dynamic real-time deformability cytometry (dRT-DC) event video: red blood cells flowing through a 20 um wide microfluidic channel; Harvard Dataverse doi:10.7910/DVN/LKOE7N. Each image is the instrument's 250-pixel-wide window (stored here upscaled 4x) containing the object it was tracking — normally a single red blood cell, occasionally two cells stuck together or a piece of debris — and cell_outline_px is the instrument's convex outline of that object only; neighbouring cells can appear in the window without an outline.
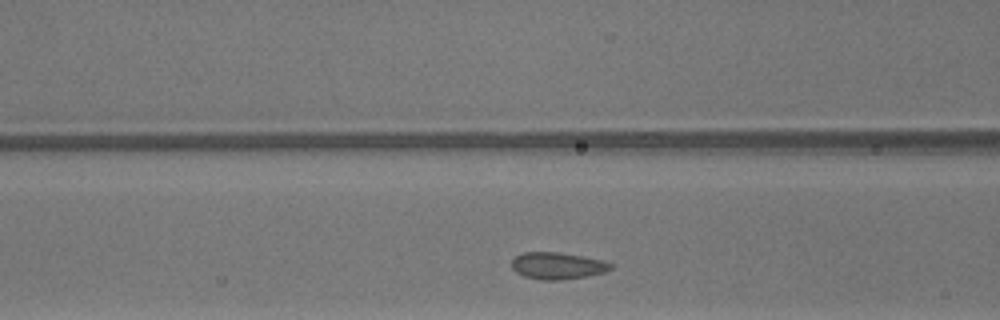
{"species": "common noctule bat (a hibernating species)", "species_latin": "Nyctalus noctula", "temperature_condition": "warm", "stored_images_in_passage": 23, "camera_frame_rate_fps": 3000, "um_per_image_px": 0.085, "animal": {"sex": "male", "body_mass_g": 13.3}, "frame": {"image": 1, "passage_image": 6, "time_ms": 1.667, "image_size_px": [1000, 320], "cell_outline_px": [[612, 268], [604, 272], [588, 276], [560, 280], [540, 280], [524, 276], [516, 272], [512, 268], [512, 260], [516, 256], [524, 252], [560, 252], [584, 256], [600, 260], [612, 264]], "centroid_in_image_um": [47.37, 22.59], "position_along_channel_um": 119.2, "area_um2": 15.49}}
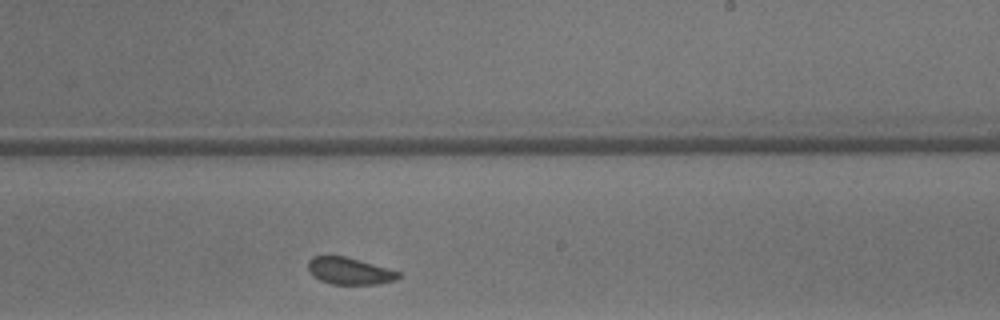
{"frame": {"image": 2, "passage_image": 16, "time_ms": 5.0, "image_size_px": [1000, 320], "cell_outline_px": [[400, 276], [396, 280], [380, 284], [332, 284], [320, 280], [312, 276], [308, 268], [308, 260], [312, 256], [344, 256], [388, 268], [400, 272]], "centroid_in_image_um": [29.7, 23.04], "position_along_channel_um": 259.3, "area_um2": 14.16}}
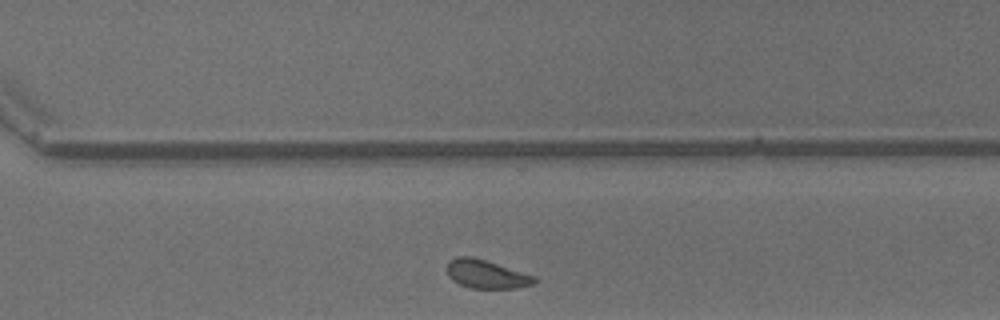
{"frame": {"image": 3, "passage_image": 21, "time_ms": 6.667, "image_size_px": [1000, 320], "cell_outline_px": [[536, 284], [516, 288], [472, 288], [460, 284], [452, 280], [448, 276], [448, 260], [456, 256], [472, 256], [536, 276]], "centroid_in_image_um": [41.34, 23.3], "position_along_channel_um": 329.3, "area_um2": 14.51}}